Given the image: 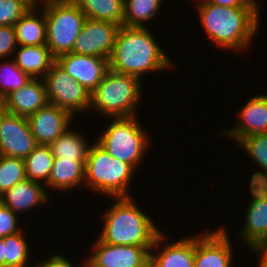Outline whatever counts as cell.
Wrapping results in <instances>:
<instances>
[{
  "label": "cell",
  "instance_id": "obj_1",
  "mask_svg": "<svg viewBox=\"0 0 267 267\" xmlns=\"http://www.w3.org/2000/svg\"><path fill=\"white\" fill-rule=\"evenodd\" d=\"M195 5L199 24L213 45L238 53L249 50L261 27V7L217 6L204 0Z\"/></svg>",
  "mask_w": 267,
  "mask_h": 267
},
{
  "label": "cell",
  "instance_id": "obj_2",
  "mask_svg": "<svg viewBox=\"0 0 267 267\" xmlns=\"http://www.w3.org/2000/svg\"><path fill=\"white\" fill-rule=\"evenodd\" d=\"M156 40L150 27L122 25L109 59V70L133 75L142 81V77L148 73L175 68L176 65L171 61V57Z\"/></svg>",
  "mask_w": 267,
  "mask_h": 267
},
{
  "label": "cell",
  "instance_id": "obj_3",
  "mask_svg": "<svg viewBox=\"0 0 267 267\" xmlns=\"http://www.w3.org/2000/svg\"><path fill=\"white\" fill-rule=\"evenodd\" d=\"M114 203L101 215L98 238L108 244L153 247L162 232L155 220L136 204L134 197L110 198Z\"/></svg>",
  "mask_w": 267,
  "mask_h": 267
},
{
  "label": "cell",
  "instance_id": "obj_4",
  "mask_svg": "<svg viewBox=\"0 0 267 267\" xmlns=\"http://www.w3.org/2000/svg\"><path fill=\"white\" fill-rule=\"evenodd\" d=\"M142 85L133 75L109 70L91 93L90 112L94 110L105 119L136 116L144 96Z\"/></svg>",
  "mask_w": 267,
  "mask_h": 267
},
{
  "label": "cell",
  "instance_id": "obj_5",
  "mask_svg": "<svg viewBox=\"0 0 267 267\" xmlns=\"http://www.w3.org/2000/svg\"><path fill=\"white\" fill-rule=\"evenodd\" d=\"M135 172L129 164L113 158L96 141L91 143L85 163V187L95 194L107 198L132 197L129 188Z\"/></svg>",
  "mask_w": 267,
  "mask_h": 267
},
{
  "label": "cell",
  "instance_id": "obj_6",
  "mask_svg": "<svg viewBox=\"0 0 267 267\" xmlns=\"http://www.w3.org/2000/svg\"><path fill=\"white\" fill-rule=\"evenodd\" d=\"M107 120L111 123L106 124L104 132L95 141L113 158L129 164L136 171L152 145L148 131L143 128L138 115Z\"/></svg>",
  "mask_w": 267,
  "mask_h": 267
},
{
  "label": "cell",
  "instance_id": "obj_7",
  "mask_svg": "<svg viewBox=\"0 0 267 267\" xmlns=\"http://www.w3.org/2000/svg\"><path fill=\"white\" fill-rule=\"evenodd\" d=\"M39 4L45 12L46 45L51 54L57 58L71 53L86 15L73 0H42Z\"/></svg>",
  "mask_w": 267,
  "mask_h": 267
},
{
  "label": "cell",
  "instance_id": "obj_8",
  "mask_svg": "<svg viewBox=\"0 0 267 267\" xmlns=\"http://www.w3.org/2000/svg\"><path fill=\"white\" fill-rule=\"evenodd\" d=\"M43 80L50 104L69 111L74 117L90 111L91 93L57 62L47 71Z\"/></svg>",
  "mask_w": 267,
  "mask_h": 267
},
{
  "label": "cell",
  "instance_id": "obj_9",
  "mask_svg": "<svg viewBox=\"0 0 267 267\" xmlns=\"http://www.w3.org/2000/svg\"><path fill=\"white\" fill-rule=\"evenodd\" d=\"M225 227L195 234L194 267H233L234 247ZM234 257V258H233Z\"/></svg>",
  "mask_w": 267,
  "mask_h": 267
},
{
  "label": "cell",
  "instance_id": "obj_10",
  "mask_svg": "<svg viewBox=\"0 0 267 267\" xmlns=\"http://www.w3.org/2000/svg\"><path fill=\"white\" fill-rule=\"evenodd\" d=\"M250 198L247 202L244 225L239 239L248 251L267 241V184L250 183Z\"/></svg>",
  "mask_w": 267,
  "mask_h": 267
},
{
  "label": "cell",
  "instance_id": "obj_11",
  "mask_svg": "<svg viewBox=\"0 0 267 267\" xmlns=\"http://www.w3.org/2000/svg\"><path fill=\"white\" fill-rule=\"evenodd\" d=\"M120 27L114 22L87 18L71 53L110 59Z\"/></svg>",
  "mask_w": 267,
  "mask_h": 267
},
{
  "label": "cell",
  "instance_id": "obj_12",
  "mask_svg": "<svg viewBox=\"0 0 267 267\" xmlns=\"http://www.w3.org/2000/svg\"><path fill=\"white\" fill-rule=\"evenodd\" d=\"M27 117L6 112L0 123V155L26 158L37 146Z\"/></svg>",
  "mask_w": 267,
  "mask_h": 267
},
{
  "label": "cell",
  "instance_id": "obj_13",
  "mask_svg": "<svg viewBox=\"0 0 267 267\" xmlns=\"http://www.w3.org/2000/svg\"><path fill=\"white\" fill-rule=\"evenodd\" d=\"M94 241L86 258L97 267H142L150 258L152 247L113 245L99 238Z\"/></svg>",
  "mask_w": 267,
  "mask_h": 267
},
{
  "label": "cell",
  "instance_id": "obj_14",
  "mask_svg": "<svg viewBox=\"0 0 267 267\" xmlns=\"http://www.w3.org/2000/svg\"><path fill=\"white\" fill-rule=\"evenodd\" d=\"M237 115V122L219 135H226V138L230 137V140L238 144L247 136L267 134V93L250 97Z\"/></svg>",
  "mask_w": 267,
  "mask_h": 267
},
{
  "label": "cell",
  "instance_id": "obj_15",
  "mask_svg": "<svg viewBox=\"0 0 267 267\" xmlns=\"http://www.w3.org/2000/svg\"><path fill=\"white\" fill-rule=\"evenodd\" d=\"M56 62L90 93L109 71V59L98 56L65 53L59 55Z\"/></svg>",
  "mask_w": 267,
  "mask_h": 267
},
{
  "label": "cell",
  "instance_id": "obj_16",
  "mask_svg": "<svg viewBox=\"0 0 267 267\" xmlns=\"http://www.w3.org/2000/svg\"><path fill=\"white\" fill-rule=\"evenodd\" d=\"M74 118L69 111L48 103L27 120L37 144L49 145L71 127Z\"/></svg>",
  "mask_w": 267,
  "mask_h": 267
},
{
  "label": "cell",
  "instance_id": "obj_17",
  "mask_svg": "<svg viewBox=\"0 0 267 267\" xmlns=\"http://www.w3.org/2000/svg\"><path fill=\"white\" fill-rule=\"evenodd\" d=\"M166 236L162 231L150 250V258L158 267H194L195 236L169 242Z\"/></svg>",
  "mask_w": 267,
  "mask_h": 267
},
{
  "label": "cell",
  "instance_id": "obj_18",
  "mask_svg": "<svg viewBox=\"0 0 267 267\" xmlns=\"http://www.w3.org/2000/svg\"><path fill=\"white\" fill-rule=\"evenodd\" d=\"M51 197L46 185L26 179L2 194L0 202L18 215L48 204Z\"/></svg>",
  "mask_w": 267,
  "mask_h": 267
},
{
  "label": "cell",
  "instance_id": "obj_19",
  "mask_svg": "<svg viewBox=\"0 0 267 267\" xmlns=\"http://www.w3.org/2000/svg\"><path fill=\"white\" fill-rule=\"evenodd\" d=\"M3 101L8 113L28 117L49 103L44 80L31 78L24 86L8 94Z\"/></svg>",
  "mask_w": 267,
  "mask_h": 267
},
{
  "label": "cell",
  "instance_id": "obj_20",
  "mask_svg": "<svg viewBox=\"0 0 267 267\" xmlns=\"http://www.w3.org/2000/svg\"><path fill=\"white\" fill-rule=\"evenodd\" d=\"M51 192H70L79 186L85 187V164L81 160L54 159L48 182ZM70 190V191H69Z\"/></svg>",
  "mask_w": 267,
  "mask_h": 267
},
{
  "label": "cell",
  "instance_id": "obj_21",
  "mask_svg": "<svg viewBox=\"0 0 267 267\" xmlns=\"http://www.w3.org/2000/svg\"><path fill=\"white\" fill-rule=\"evenodd\" d=\"M11 58L30 78L43 79L47 71L56 62L47 45H18Z\"/></svg>",
  "mask_w": 267,
  "mask_h": 267
},
{
  "label": "cell",
  "instance_id": "obj_22",
  "mask_svg": "<svg viewBox=\"0 0 267 267\" xmlns=\"http://www.w3.org/2000/svg\"><path fill=\"white\" fill-rule=\"evenodd\" d=\"M14 27L18 45L36 46L46 44L47 32L45 12L41 9L40 5H33L15 23Z\"/></svg>",
  "mask_w": 267,
  "mask_h": 267
},
{
  "label": "cell",
  "instance_id": "obj_23",
  "mask_svg": "<svg viewBox=\"0 0 267 267\" xmlns=\"http://www.w3.org/2000/svg\"><path fill=\"white\" fill-rule=\"evenodd\" d=\"M83 130H72L71 127L62 133L54 142L49 144L54 159L81 160L86 163L90 147L88 136L83 135Z\"/></svg>",
  "mask_w": 267,
  "mask_h": 267
},
{
  "label": "cell",
  "instance_id": "obj_24",
  "mask_svg": "<svg viewBox=\"0 0 267 267\" xmlns=\"http://www.w3.org/2000/svg\"><path fill=\"white\" fill-rule=\"evenodd\" d=\"M88 19L114 22L124 19V0H73Z\"/></svg>",
  "mask_w": 267,
  "mask_h": 267
},
{
  "label": "cell",
  "instance_id": "obj_25",
  "mask_svg": "<svg viewBox=\"0 0 267 267\" xmlns=\"http://www.w3.org/2000/svg\"><path fill=\"white\" fill-rule=\"evenodd\" d=\"M245 154L258 166L260 171H255L250 183L267 184V134H256L243 138L238 144Z\"/></svg>",
  "mask_w": 267,
  "mask_h": 267
},
{
  "label": "cell",
  "instance_id": "obj_26",
  "mask_svg": "<svg viewBox=\"0 0 267 267\" xmlns=\"http://www.w3.org/2000/svg\"><path fill=\"white\" fill-rule=\"evenodd\" d=\"M164 0H124L123 25L146 27L160 13ZM158 13V14H157ZM147 22V24H146ZM146 24V25H145Z\"/></svg>",
  "mask_w": 267,
  "mask_h": 267
},
{
  "label": "cell",
  "instance_id": "obj_27",
  "mask_svg": "<svg viewBox=\"0 0 267 267\" xmlns=\"http://www.w3.org/2000/svg\"><path fill=\"white\" fill-rule=\"evenodd\" d=\"M54 158L49 145L38 144L36 148L23 159L27 179L45 185L48 182Z\"/></svg>",
  "mask_w": 267,
  "mask_h": 267
},
{
  "label": "cell",
  "instance_id": "obj_28",
  "mask_svg": "<svg viewBox=\"0 0 267 267\" xmlns=\"http://www.w3.org/2000/svg\"><path fill=\"white\" fill-rule=\"evenodd\" d=\"M25 230L4 237V267H34ZM30 262V263H29ZM30 265V266H29Z\"/></svg>",
  "mask_w": 267,
  "mask_h": 267
},
{
  "label": "cell",
  "instance_id": "obj_29",
  "mask_svg": "<svg viewBox=\"0 0 267 267\" xmlns=\"http://www.w3.org/2000/svg\"><path fill=\"white\" fill-rule=\"evenodd\" d=\"M30 79L12 59L0 60V99L24 86Z\"/></svg>",
  "mask_w": 267,
  "mask_h": 267
},
{
  "label": "cell",
  "instance_id": "obj_30",
  "mask_svg": "<svg viewBox=\"0 0 267 267\" xmlns=\"http://www.w3.org/2000/svg\"><path fill=\"white\" fill-rule=\"evenodd\" d=\"M26 179L25 164L22 158L0 155V196L15 184Z\"/></svg>",
  "mask_w": 267,
  "mask_h": 267
},
{
  "label": "cell",
  "instance_id": "obj_31",
  "mask_svg": "<svg viewBox=\"0 0 267 267\" xmlns=\"http://www.w3.org/2000/svg\"><path fill=\"white\" fill-rule=\"evenodd\" d=\"M32 6L29 0H0V26H14Z\"/></svg>",
  "mask_w": 267,
  "mask_h": 267
},
{
  "label": "cell",
  "instance_id": "obj_32",
  "mask_svg": "<svg viewBox=\"0 0 267 267\" xmlns=\"http://www.w3.org/2000/svg\"><path fill=\"white\" fill-rule=\"evenodd\" d=\"M19 220H21L20 214L18 216L16 213H13L7 206L0 202V238H4L24 230L25 227H22Z\"/></svg>",
  "mask_w": 267,
  "mask_h": 267
},
{
  "label": "cell",
  "instance_id": "obj_33",
  "mask_svg": "<svg viewBox=\"0 0 267 267\" xmlns=\"http://www.w3.org/2000/svg\"><path fill=\"white\" fill-rule=\"evenodd\" d=\"M18 44L14 26H0V60L11 59Z\"/></svg>",
  "mask_w": 267,
  "mask_h": 267
},
{
  "label": "cell",
  "instance_id": "obj_34",
  "mask_svg": "<svg viewBox=\"0 0 267 267\" xmlns=\"http://www.w3.org/2000/svg\"><path fill=\"white\" fill-rule=\"evenodd\" d=\"M49 256L50 257H46L45 255V258L40 262L37 261L38 263L36 262L34 267H76L68 257L66 258V256L63 254L61 255V253Z\"/></svg>",
  "mask_w": 267,
  "mask_h": 267
},
{
  "label": "cell",
  "instance_id": "obj_35",
  "mask_svg": "<svg viewBox=\"0 0 267 267\" xmlns=\"http://www.w3.org/2000/svg\"><path fill=\"white\" fill-rule=\"evenodd\" d=\"M205 2L226 7H260V3L252 0H204Z\"/></svg>",
  "mask_w": 267,
  "mask_h": 267
},
{
  "label": "cell",
  "instance_id": "obj_36",
  "mask_svg": "<svg viewBox=\"0 0 267 267\" xmlns=\"http://www.w3.org/2000/svg\"><path fill=\"white\" fill-rule=\"evenodd\" d=\"M252 252V253H250ZM249 254H256L255 256L259 259L258 261L265 267H267V241L259 243L252 250H250Z\"/></svg>",
  "mask_w": 267,
  "mask_h": 267
},
{
  "label": "cell",
  "instance_id": "obj_37",
  "mask_svg": "<svg viewBox=\"0 0 267 267\" xmlns=\"http://www.w3.org/2000/svg\"><path fill=\"white\" fill-rule=\"evenodd\" d=\"M0 267H4V239L0 238Z\"/></svg>",
  "mask_w": 267,
  "mask_h": 267
},
{
  "label": "cell",
  "instance_id": "obj_38",
  "mask_svg": "<svg viewBox=\"0 0 267 267\" xmlns=\"http://www.w3.org/2000/svg\"><path fill=\"white\" fill-rule=\"evenodd\" d=\"M84 261H83V263H81V264L79 263L76 266L77 267H97L91 261H89L87 258H84Z\"/></svg>",
  "mask_w": 267,
  "mask_h": 267
},
{
  "label": "cell",
  "instance_id": "obj_39",
  "mask_svg": "<svg viewBox=\"0 0 267 267\" xmlns=\"http://www.w3.org/2000/svg\"><path fill=\"white\" fill-rule=\"evenodd\" d=\"M142 267H158V265L151 259L149 258Z\"/></svg>",
  "mask_w": 267,
  "mask_h": 267
},
{
  "label": "cell",
  "instance_id": "obj_40",
  "mask_svg": "<svg viewBox=\"0 0 267 267\" xmlns=\"http://www.w3.org/2000/svg\"><path fill=\"white\" fill-rule=\"evenodd\" d=\"M7 111L5 110L4 106V101L0 99V123H1V118L2 116L6 113Z\"/></svg>",
  "mask_w": 267,
  "mask_h": 267
},
{
  "label": "cell",
  "instance_id": "obj_41",
  "mask_svg": "<svg viewBox=\"0 0 267 267\" xmlns=\"http://www.w3.org/2000/svg\"><path fill=\"white\" fill-rule=\"evenodd\" d=\"M33 5H39L42 0H29Z\"/></svg>",
  "mask_w": 267,
  "mask_h": 267
},
{
  "label": "cell",
  "instance_id": "obj_42",
  "mask_svg": "<svg viewBox=\"0 0 267 267\" xmlns=\"http://www.w3.org/2000/svg\"><path fill=\"white\" fill-rule=\"evenodd\" d=\"M257 263H258V265H257L258 267H265L259 261Z\"/></svg>",
  "mask_w": 267,
  "mask_h": 267
},
{
  "label": "cell",
  "instance_id": "obj_43",
  "mask_svg": "<svg viewBox=\"0 0 267 267\" xmlns=\"http://www.w3.org/2000/svg\"><path fill=\"white\" fill-rule=\"evenodd\" d=\"M201 1H203V0H195V3H198V2H201Z\"/></svg>",
  "mask_w": 267,
  "mask_h": 267
}]
</instances>
